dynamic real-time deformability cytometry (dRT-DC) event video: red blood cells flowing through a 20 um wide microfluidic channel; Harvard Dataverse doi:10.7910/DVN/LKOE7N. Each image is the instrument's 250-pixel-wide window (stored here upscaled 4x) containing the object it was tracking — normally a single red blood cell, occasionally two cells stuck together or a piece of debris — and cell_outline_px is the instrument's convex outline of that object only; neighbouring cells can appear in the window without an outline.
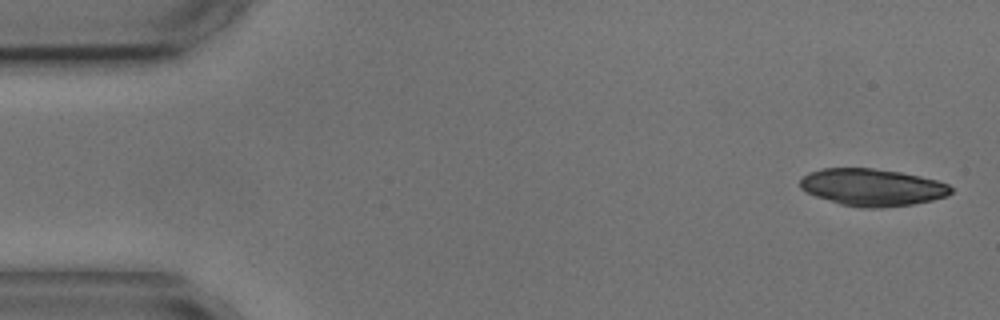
{"species": "common noctule bat (a hibernating species)", "species_latin": "Nyctalus noctula", "temperature_condition": "cold", "stored_images_in_passage": 5, "camera_frame_rate_fps": 3000, "um_per_image_px": 0.085, "animal": {"sex": "male", "body_mass_g": 17.9, "forearm_length_mm": 54.2}, "frame": {"image": 1, "passage_image": 1, "time_ms": 0.0, "image_size_px": [1000, 320], "cell_outline_px": [[952, 192], [948, 196], [932, 200], [912, 204], [880, 208], [864, 208], [840, 204], [804, 192], [800, 188], [800, 180], [808, 172], [820, 168], [872, 168], [900, 172], [920, 176], [936, 180], [948, 184], [952, 188]], "centroid_in_image_um": [74.12, 15.92], "position_along_channel_um": 10.9, "area_um2": 32.77}}